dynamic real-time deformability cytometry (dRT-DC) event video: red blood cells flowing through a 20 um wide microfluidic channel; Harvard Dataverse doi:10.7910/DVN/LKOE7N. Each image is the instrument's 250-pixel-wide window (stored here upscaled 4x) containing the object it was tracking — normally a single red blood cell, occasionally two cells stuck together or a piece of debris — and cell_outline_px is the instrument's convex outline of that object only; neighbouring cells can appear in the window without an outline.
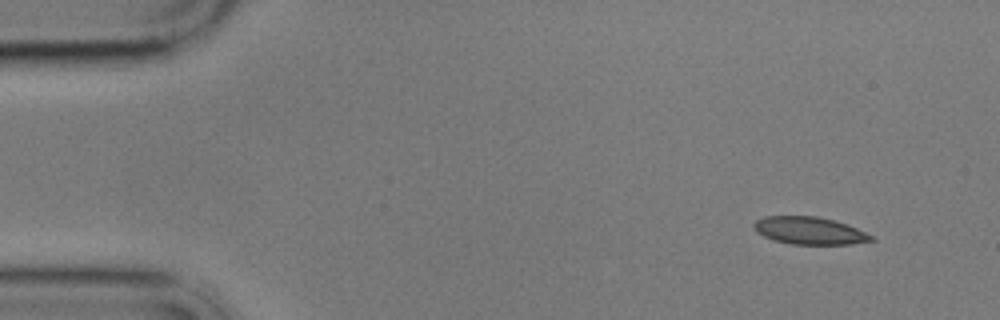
{"species": "common noctule bat (a hibernating species)", "species_latin": "Nyctalus noctula", "temperature_condition": "cold", "stored_images_in_passage": 4, "camera_frame_rate_fps": 3000, "um_per_image_px": 0.085, "animal": {"sex": "male", "body_mass_g": 17.9}, "frame": {"image": 1, "passage_image": 1, "time_ms": 0.0, "image_size_px": [1000, 320], "cell_outline_px": [[876, 240], [852, 244], [792, 244], [772, 240], [756, 232], [752, 224], [756, 220], [764, 216], [816, 216], [848, 224], [872, 236]], "centroid_in_image_um": [68.77, 19.6], "position_along_channel_um": 16.2, "area_um2": 18.79}}
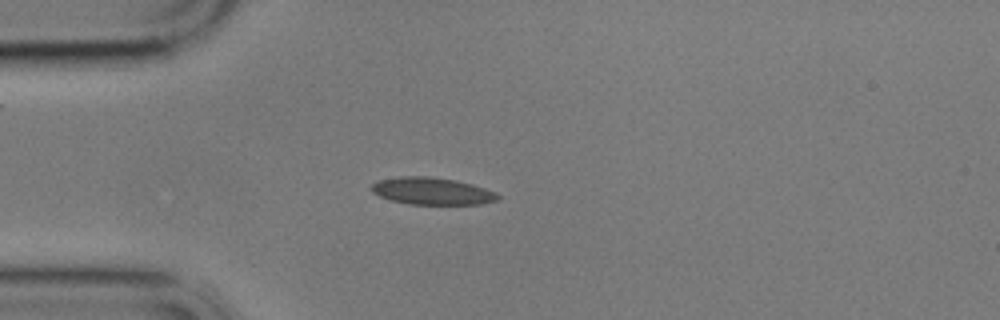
{"frame": {"image": 2, "passage_image": 4, "time_ms": 3.333, "image_size_px": [1000, 320], "cell_outline_px": [[500, 200], [480, 204], [408, 204], [388, 200], [372, 192], [372, 184], [380, 180], [400, 176], [428, 176], [456, 180], [472, 184], [496, 192], [500, 196]], "centroid_in_image_um": [36.74, 16.25], "position_along_channel_um": 48.3, "area_um2": 20.06}}